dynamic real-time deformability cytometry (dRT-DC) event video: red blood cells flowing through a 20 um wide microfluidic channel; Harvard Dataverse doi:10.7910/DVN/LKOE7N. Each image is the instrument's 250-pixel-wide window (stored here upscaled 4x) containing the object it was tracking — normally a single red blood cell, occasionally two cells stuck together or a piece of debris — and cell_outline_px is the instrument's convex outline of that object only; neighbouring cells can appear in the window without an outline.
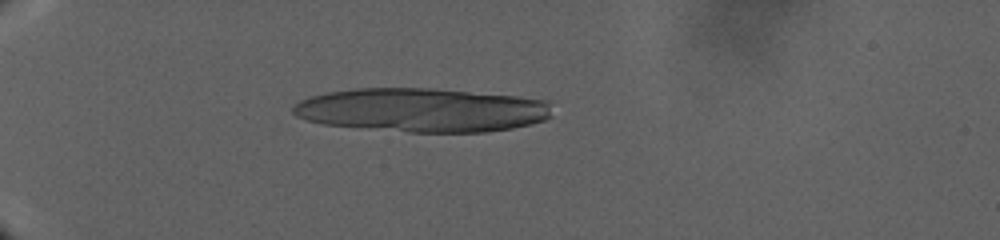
{"species": "human", "species_latin": "Homo sapiens", "temperature_condition": "warm", "stored_images_in_passage": 52, "segment_of_instrument_passage": [1, 2], "camera_frame_rate_fps": 3000, "um_per_image_px": 0.085, "donor": {"sex": "male"}, "frame": {"image": 1, "passage_image": 13, "time_ms": 13.0, "image_size_px": [1000, 240], "cell_outline_px": [[552, 116], [544, 120], [532, 124], [512, 128], [488, 132], [408, 132], [324, 124], [308, 120], [296, 116], [292, 112], [292, 108], [300, 100], [308, 96], [328, 92], [352, 88], [428, 88], [516, 96], [548, 100]], "centroid_in_image_um": [35.87, 9.35], "position_along_channel_um": 49.1, "area_um2": 66.3}}